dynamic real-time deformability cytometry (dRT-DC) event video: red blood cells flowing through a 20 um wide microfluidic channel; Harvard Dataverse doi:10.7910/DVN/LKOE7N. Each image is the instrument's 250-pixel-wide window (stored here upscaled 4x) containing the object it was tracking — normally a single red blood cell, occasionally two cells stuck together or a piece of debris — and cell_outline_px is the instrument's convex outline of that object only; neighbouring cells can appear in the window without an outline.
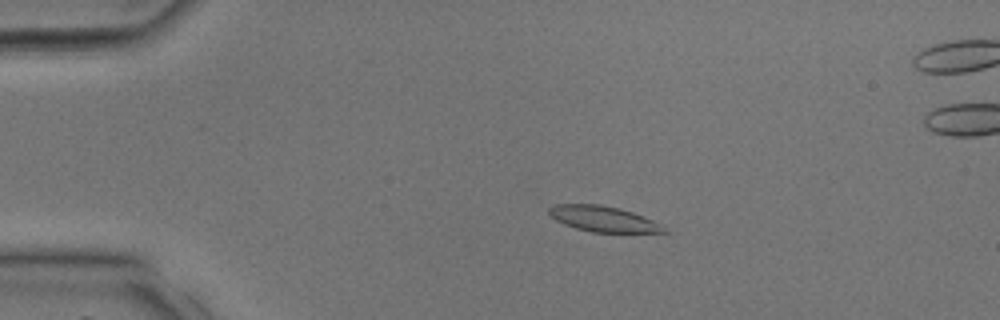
{"species": "common noctule bat (a hibernating species)", "species_latin": "Nyctalus noctula", "temperature_condition": "room temperature", "stored_images_in_passage": 36, "camera_frame_rate_fps": 3000, "um_per_image_px": 0.085, "animal": {"sex": "male", "body_mass_g": 17.9, "forearm_length_mm": 54.2}, "frame": {"image": 1, "passage_image": 5, "time_ms": 1.333, "image_size_px": [1000, 320], "cell_outline_px": [[668, 232], [592, 232], [576, 228], [564, 224], [556, 220], [548, 212], [548, 208], [556, 204], [600, 204], [620, 208], [644, 216], [660, 224]], "centroid_in_image_um": [51.25, 18.59], "position_along_channel_um": 33.7, "area_um2": 16.99}}
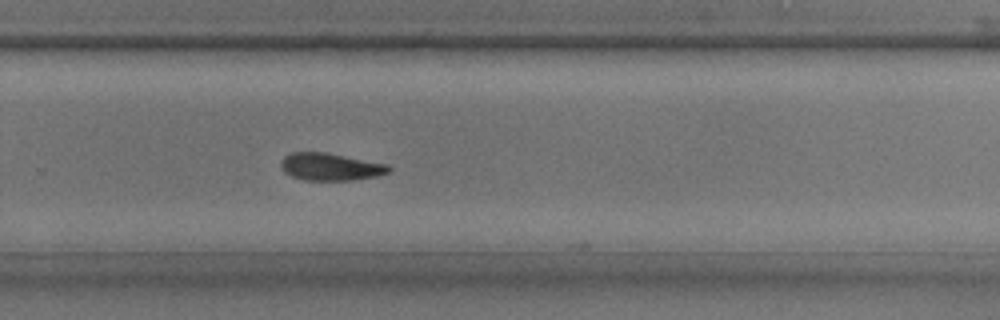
{"frame": {"image": 2, "passage_image": 23, "time_ms": 7.333, "image_size_px": [1000, 320], "cell_outline_px": [[392, 168], [388, 172], [376, 176], [352, 180], [304, 180], [292, 176], [284, 172], [280, 164], [280, 160], [284, 156], [292, 152], [328, 152], [388, 164]], "centroid_in_image_um": [28.08, 14.16], "position_along_channel_um": 301.7, "area_um2": 17.34}}
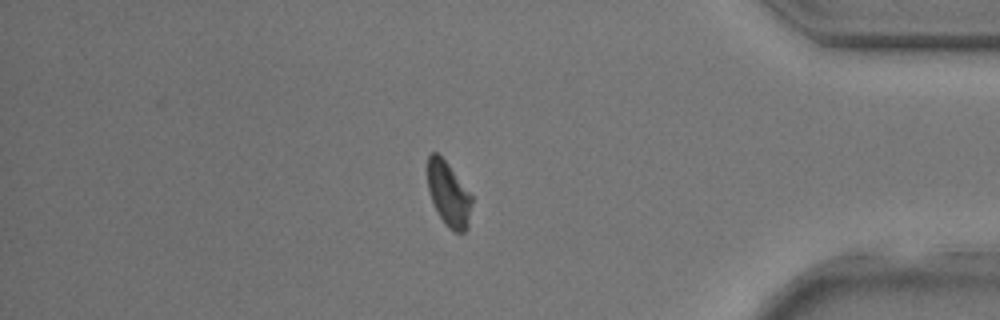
{"frame": {"image": 3, "passage_image": 30, "time_ms": 9.667, "image_size_px": [1000, 320], "cell_outline_px": [[472, 204], [468, 228], [464, 232], [456, 232], [448, 228], [444, 224], [432, 200], [428, 188], [428, 156], [432, 152], [436, 152], [448, 164], [472, 196]], "centroid_in_image_um": [38.15, 16.53], "position_along_channel_um": 397.1, "area_um2": 16.36}}